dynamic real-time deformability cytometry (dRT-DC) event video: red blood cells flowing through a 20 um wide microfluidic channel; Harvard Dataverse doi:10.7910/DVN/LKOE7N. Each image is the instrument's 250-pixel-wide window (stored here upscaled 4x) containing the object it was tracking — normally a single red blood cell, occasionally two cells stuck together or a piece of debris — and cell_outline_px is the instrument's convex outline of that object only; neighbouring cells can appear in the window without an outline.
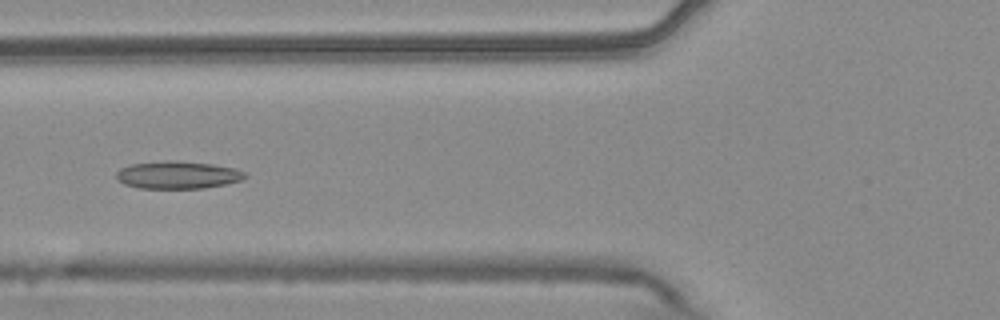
{"species": "common noctule bat (a hibernating species)", "species_latin": "Nyctalus noctula", "temperature_condition": "warm", "stored_images_in_passage": 40, "camera_frame_rate_fps": 3000, "um_per_image_px": 0.085, "animal": {"sex": "male", "body_mass_g": 20.4}, "frame": {"image": 1, "passage_image": 7, "time_ms": 2.0, "image_size_px": [1000, 320], "cell_outline_px": [[248, 176], [244, 180], [204, 188], [140, 188], [124, 184], [116, 180], [116, 172], [120, 168], [132, 164], [168, 160], [172, 160], [212, 164], [236, 168], [244, 172]], "centroid_in_image_um": [15.11, 14.87], "position_along_channel_um": 110.7, "area_um2": 20.75}}
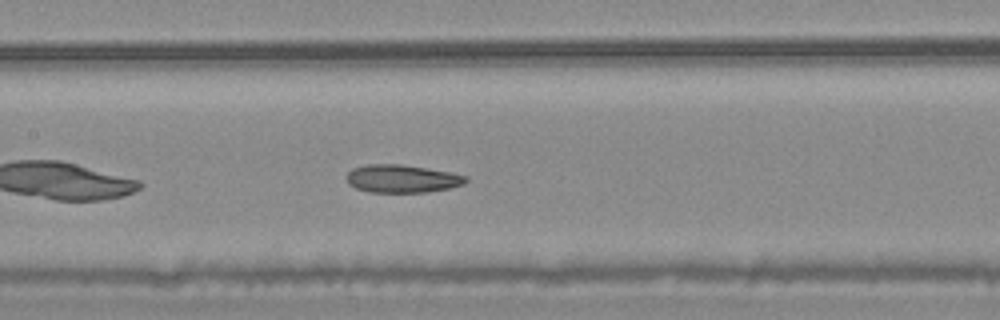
{"frame": {"image": 2, "passage_image": 12, "time_ms": 3.667, "image_size_px": [1000, 320], "cell_outline_px": [[468, 180], [464, 184], [448, 188], [428, 192], [368, 192], [356, 188], [348, 184], [348, 172], [352, 168], [368, 164], [400, 164], [452, 172], [468, 176]], "centroid_in_image_um": [34.19, 15.18], "position_along_channel_um": 173.2, "area_um2": 19.42}, "authors_computed_cell_mechanics": {"area_um2": 20.1433, "velocity_mm_per_s": 3.7398, "shape_relaxation_time_tau1_ms": null, "shape_relaxation_time_tau2_ms": 1.745, "deformation_change_tau1": null, "deformation_change_tau2": 0.0741}}